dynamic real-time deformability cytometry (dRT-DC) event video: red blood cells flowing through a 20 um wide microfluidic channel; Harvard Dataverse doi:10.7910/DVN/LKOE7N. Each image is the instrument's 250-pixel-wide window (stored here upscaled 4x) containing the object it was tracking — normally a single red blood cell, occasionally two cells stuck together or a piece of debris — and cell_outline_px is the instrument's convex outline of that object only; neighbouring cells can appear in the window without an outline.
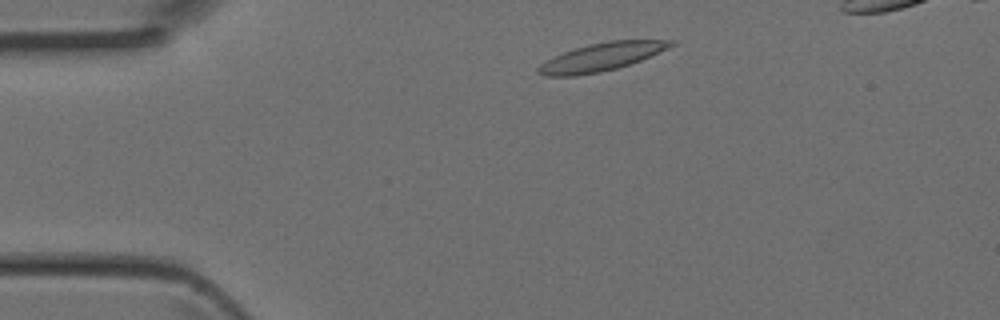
{"species": "Egyptian fruit bat (a non-hibernating species)", "species_latin": "Rousettus aegyptiacus", "temperature_condition": "room temperature", "stored_images_in_passage": 10, "camera_frame_rate_fps": 3000, "um_per_image_px": 0.085, "animal": {"sex": "female"}, "frame": {"image": 1, "passage_image": 2, "time_ms": 0.333, "image_size_px": [1000, 320], "cell_outline_px": [[680, 40], [676, 44], [668, 48], [640, 60], [616, 68], [600, 72], [576, 76], [544, 76], [536, 72], [536, 68], [540, 64], [564, 52], [588, 44], [608, 40]], "centroid_in_image_um": [51.13, 4.83], "position_along_channel_um": 33.9, "area_um2": 21.5}}
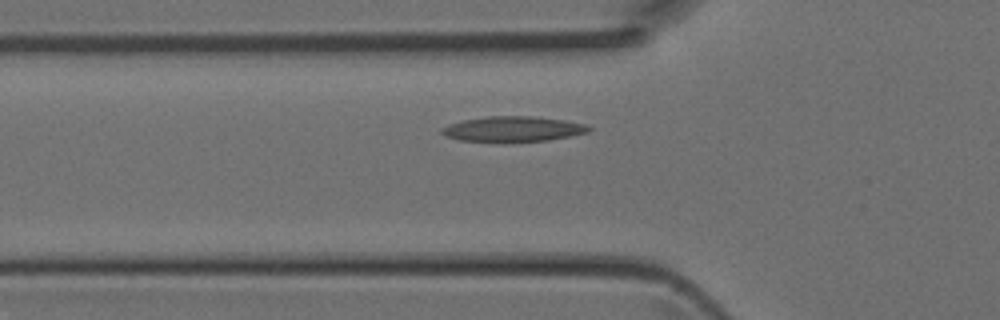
{"frame": {"image": 2, "passage_image": 8, "time_ms": 2.333, "image_size_px": [1000, 320], "cell_outline_px": [[592, 128], [588, 132], [548, 140], [504, 144], [460, 140], [444, 136], [440, 132], [440, 128], [448, 124], [464, 120], [488, 116], [532, 116], [564, 120], [588, 124]], "centroid_in_image_um": [43.56, 10.99], "position_along_channel_um": 82.2, "area_um2": 22.37}}